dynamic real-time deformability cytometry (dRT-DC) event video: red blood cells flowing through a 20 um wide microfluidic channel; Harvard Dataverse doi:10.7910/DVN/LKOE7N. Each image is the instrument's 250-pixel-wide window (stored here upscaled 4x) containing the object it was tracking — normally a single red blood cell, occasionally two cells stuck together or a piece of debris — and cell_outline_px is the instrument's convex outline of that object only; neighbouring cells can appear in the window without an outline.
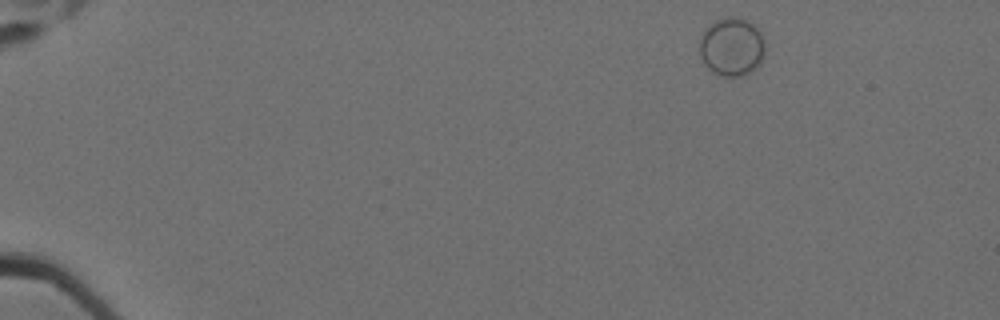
{"species": "Egyptian fruit bat (a non-hibernating species)", "species_latin": "Rousettus aegyptiacus", "temperature_condition": "cold", "stored_images_in_passage": 29, "camera_frame_rate_fps": 3000, "um_per_image_px": 0.085, "animal": {"sex": "female"}, "frame": {"image": 1, "passage_image": 1, "time_ms": 0.0, "image_size_px": [1000, 320], "cell_outline_px": [[764, 56], [760, 64], [748, 72], [740, 76], [720, 76], [708, 68], [704, 64], [700, 56], [700, 40], [704, 28], [716, 20], [732, 16], [744, 20], [752, 24], [760, 32], [764, 40]], "centroid_in_image_um": [62.18, 3.98], "position_along_channel_um": 22.8, "area_um2": 22.14}}
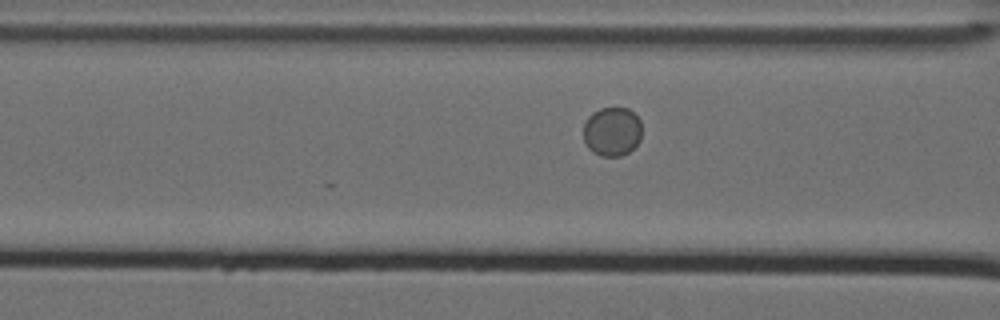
{"frame": {"image": 2, "passage_image": 19, "time_ms": 6.0, "image_size_px": [1000, 320], "cell_outline_px": [[640, 140], [628, 152], [620, 156], [600, 156], [592, 152], [584, 144], [584, 124], [588, 116], [592, 112], [600, 108], [628, 108], [640, 120]], "centroid_in_image_um": [51.99, 11.18], "position_along_channel_um": 114.6, "area_um2": 16.7}}
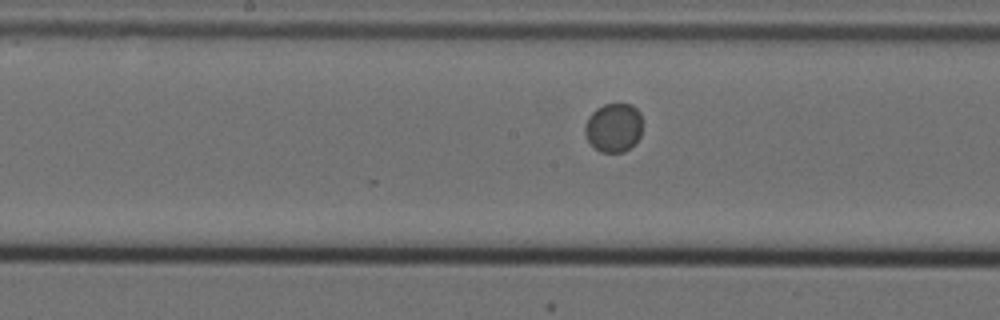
{"frame": {"image": 3, "passage_image": 26, "time_ms": 8.333, "image_size_px": [1000, 320], "cell_outline_px": [[640, 136], [624, 152], [600, 152], [588, 140], [584, 132], [584, 128], [588, 116], [596, 108], [604, 104], [632, 104], [640, 112]], "centroid_in_image_um": [52.13, 10.82], "position_along_channel_um": 196.1, "area_um2": 16.18}}